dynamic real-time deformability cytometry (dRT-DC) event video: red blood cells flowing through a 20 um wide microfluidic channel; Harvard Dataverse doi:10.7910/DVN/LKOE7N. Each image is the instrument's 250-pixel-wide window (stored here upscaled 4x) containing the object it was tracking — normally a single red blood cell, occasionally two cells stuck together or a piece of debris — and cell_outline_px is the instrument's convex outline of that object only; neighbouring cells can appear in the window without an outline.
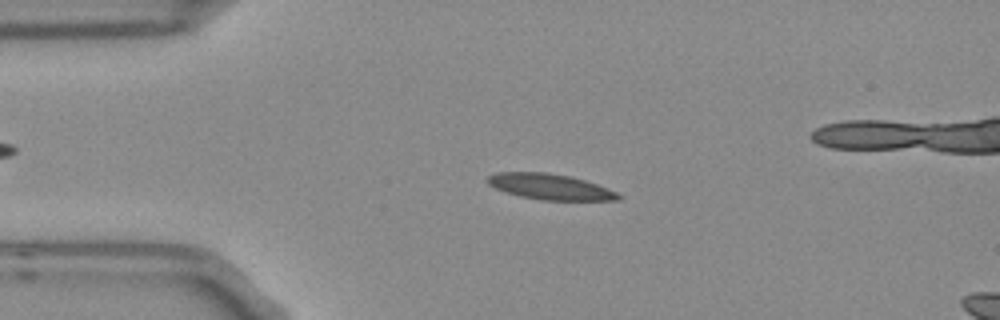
{"species": "Egyptian fruit bat (a non-hibernating species)", "species_latin": "Rousettus aegyptiacus", "temperature_condition": "room temperature", "stored_images_in_passage": 3, "camera_frame_rate_fps": 3000, "um_per_image_px": 0.085, "frame": {"image": 1, "passage_image": 2, "time_ms": 0.333, "image_size_px": [1000, 320], "cell_outline_px": [[624, 196], [620, 200], [540, 200], [508, 192], [496, 188], [488, 184], [484, 180], [488, 176], [496, 172], [548, 172], [572, 176], [608, 188]], "centroid_in_image_um": [46.78, 15.86], "position_along_channel_um": 38.2, "area_um2": 19.59}}